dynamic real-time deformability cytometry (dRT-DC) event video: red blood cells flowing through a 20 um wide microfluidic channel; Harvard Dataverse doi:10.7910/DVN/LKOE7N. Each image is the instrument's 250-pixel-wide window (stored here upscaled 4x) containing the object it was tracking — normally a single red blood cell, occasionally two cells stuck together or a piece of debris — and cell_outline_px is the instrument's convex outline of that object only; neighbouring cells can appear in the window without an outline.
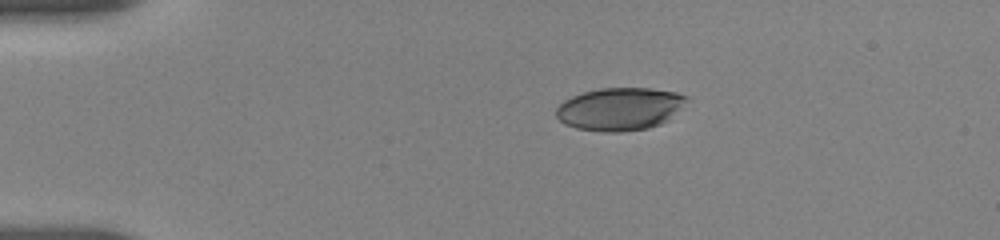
{"species": "human", "species_latin": "Homo sapiens", "temperature_condition": "room temperature", "stored_images_in_passage": 45, "camera_frame_rate_fps": 3000, "um_per_image_px": 0.085, "donor": {"sex": "female"}, "frame": {"image": 1, "passage_image": 1, "time_ms": 0.0, "image_size_px": [1000, 240], "cell_outline_px": [[688, 100], [668, 120], [660, 124], [648, 128], [620, 132], [604, 132], [576, 128], [564, 124], [556, 116], [556, 108], [564, 100], [572, 96], [584, 92], [600, 88], [648, 88], [676, 92], [688, 96]], "centroid_in_image_um": [52.67, 9.26], "position_along_channel_um": 32.3, "area_um2": 32.48}}
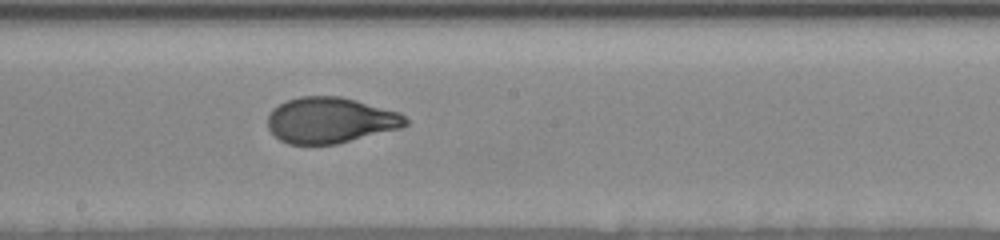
{"frame": {"image": 2, "passage_image": 21, "time_ms": 6.667, "image_size_px": [1000, 240], "cell_outline_px": [[408, 124], [400, 128], [336, 144], [288, 144], [280, 140], [268, 128], [268, 116], [272, 108], [288, 100], [300, 96], [340, 96], [356, 100], [400, 112], [408, 120]], "centroid_in_image_um": [28.08, 10.21], "position_along_channel_um": 220.1, "area_um2": 36.7}}
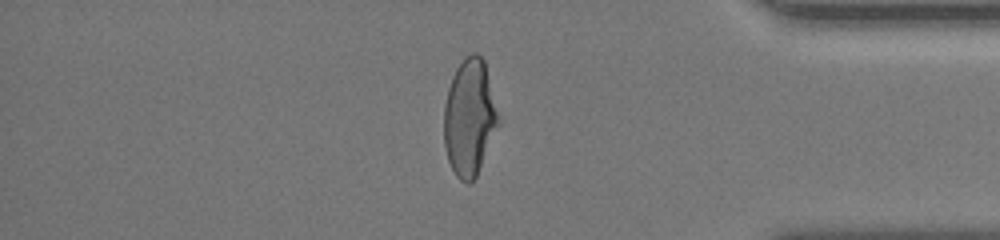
{"frame": {"image": 3, "passage_image": 37, "time_ms": 12.0, "image_size_px": [1000, 240], "cell_outline_px": [[500, 124], [476, 176], [468, 184], [460, 180], [456, 176], [448, 160], [444, 144], [444, 108], [448, 88], [452, 76], [456, 68], [472, 52], [476, 52], [484, 60]], "centroid_in_image_um": [39.9, 10.02], "position_along_channel_um": 395.3, "area_um2": 36.59}, "authors_computed_cell_mechanics": {"area_um2": 37.281, "velocity_mm_per_s": 3.6786, "shape_relaxation_time_tau1_ms": 5.1321, "shape_relaxation_time_tau2_ms": null, "deformation_change_tau1": 0.201, "deformation_change_tau2": null}}